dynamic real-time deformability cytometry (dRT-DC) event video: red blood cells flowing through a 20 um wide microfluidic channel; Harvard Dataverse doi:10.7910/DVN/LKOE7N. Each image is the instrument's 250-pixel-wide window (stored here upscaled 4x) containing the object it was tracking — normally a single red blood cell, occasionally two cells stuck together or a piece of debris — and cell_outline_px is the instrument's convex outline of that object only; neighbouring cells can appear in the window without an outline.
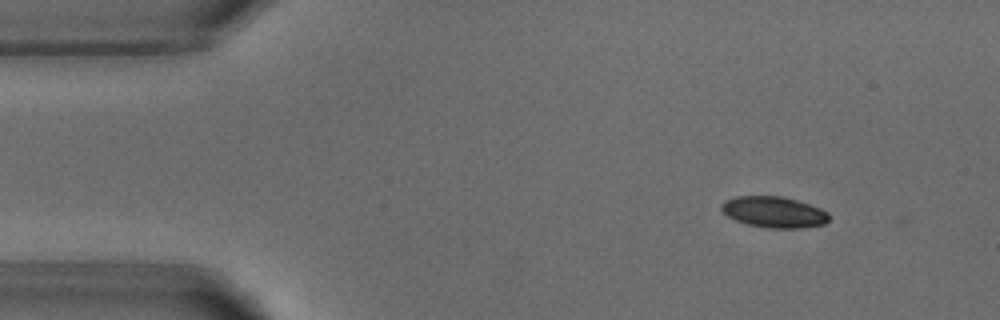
{"species": "common noctule bat (a hibernating species)", "species_latin": "Nyctalus noctula", "temperature_condition": "warm", "stored_images_in_passage": 3, "camera_frame_rate_fps": 3000, "um_per_image_px": 0.085, "animal": {"sex": "male", "body_mass_g": 18.8}, "frame": {"image": 1, "passage_image": 2, "time_ms": 1.333, "image_size_px": [1000, 320], "cell_outline_px": [[828, 220], [824, 224], [800, 228], [768, 228], [748, 224], [736, 220], [728, 216], [720, 208], [720, 204], [724, 200], [736, 196], [784, 196], [820, 208], [828, 212]], "centroid_in_image_um": [65.76, 18.02], "position_along_channel_um": 19.2, "area_um2": 19.42}}